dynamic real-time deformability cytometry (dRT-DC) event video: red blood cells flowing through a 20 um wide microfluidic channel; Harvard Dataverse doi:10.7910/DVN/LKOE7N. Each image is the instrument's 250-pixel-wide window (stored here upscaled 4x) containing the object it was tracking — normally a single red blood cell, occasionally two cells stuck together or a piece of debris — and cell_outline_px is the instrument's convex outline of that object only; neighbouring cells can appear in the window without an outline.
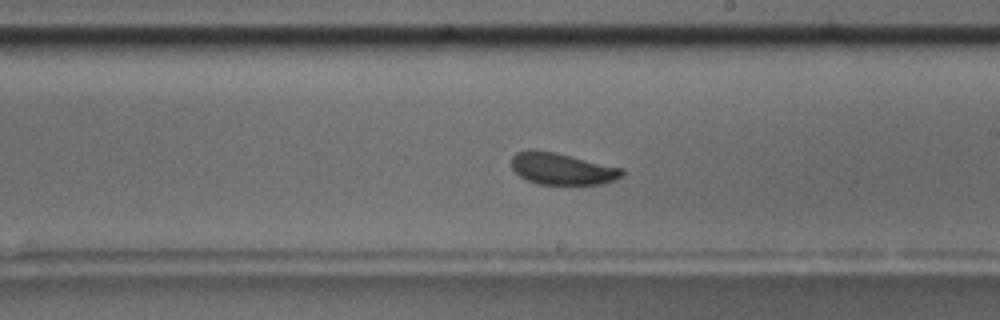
{"species": "common noctule bat (a hibernating species)", "species_latin": "Nyctalus noctula", "temperature_condition": "room temperature", "stored_images_in_passage": 58, "camera_frame_rate_fps": 3000, "um_per_image_px": 0.085, "animal": {"sex": "male", "body_mass_g": 17.5, "forearm_length_mm": 52.3}, "frame": {"image": 1, "passage_image": 33, "time_ms": 10.667, "image_size_px": [1000, 320], "cell_outline_px": [[624, 176], [616, 180], [600, 184], [540, 184], [528, 180], [520, 176], [512, 168], [512, 156], [516, 152], [528, 148], [532, 148], [552, 152], [624, 168]], "centroid_in_image_um": [47.78, 14.34], "position_along_channel_um": 241.2, "area_um2": 20.46}, "authors_computed_cell_mechanics": {"area_um2": 20.6057, "velocity_mm_per_s": 3.558, "shape_relaxation_time_tau1_ms": 2.7461, "shape_relaxation_time_tau2_ms": 2.2815, "deformation_change_tau1": 0.072, "deformation_change_tau2": 0.0616}}